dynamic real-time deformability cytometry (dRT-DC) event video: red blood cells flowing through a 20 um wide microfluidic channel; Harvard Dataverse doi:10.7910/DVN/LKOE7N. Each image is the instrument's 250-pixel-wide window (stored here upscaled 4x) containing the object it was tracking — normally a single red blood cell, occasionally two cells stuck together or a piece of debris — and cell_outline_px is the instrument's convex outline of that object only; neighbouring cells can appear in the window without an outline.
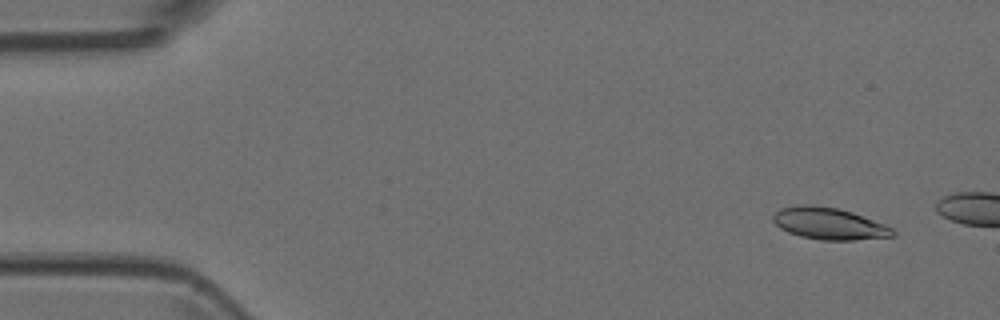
{"species": "Egyptian fruit bat (a non-hibernating species)", "species_latin": "Rousettus aegyptiacus", "temperature_condition": "room temperature", "stored_images_in_passage": 4, "camera_frame_rate_fps": 3000, "um_per_image_px": 0.085, "animal": {"sex": "female"}, "frame": {"image": 1, "passage_image": 2, "time_ms": 0.333, "image_size_px": [1000, 320], "cell_outline_px": [[896, 236], [852, 240], [820, 240], [800, 236], [788, 232], [780, 228], [772, 220], [772, 216], [780, 208], [800, 204], [812, 204], [836, 208], [852, 212], [884, 224], [892, 228], [896, 232]], "centroid_in_image_um": [70.45, 19.0], "position_along_channel_um": 14.5, "area_um2": 22.25}}